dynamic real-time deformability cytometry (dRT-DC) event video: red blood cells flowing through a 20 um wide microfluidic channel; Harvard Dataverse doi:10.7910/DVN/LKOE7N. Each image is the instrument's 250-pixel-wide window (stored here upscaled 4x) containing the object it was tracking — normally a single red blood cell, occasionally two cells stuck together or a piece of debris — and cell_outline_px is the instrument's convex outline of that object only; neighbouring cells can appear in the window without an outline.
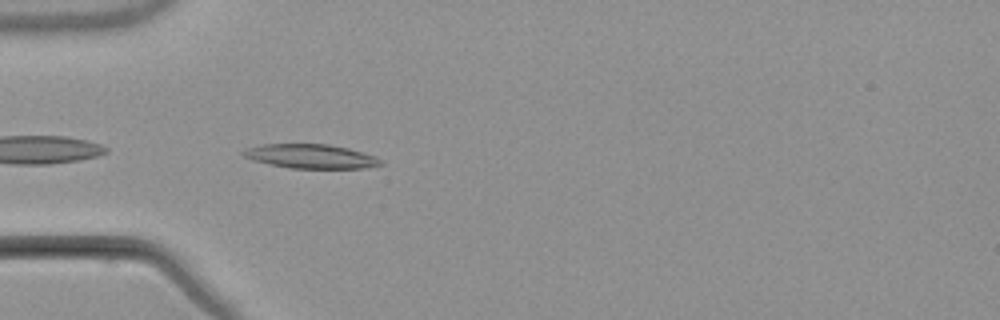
{"species": "common noctule bat (a hibernating species)", "species_latin": "Nyctalus noctula", "temperature_condition": "warm", "stored_images_in_passage": 5, "camera_frame_rate_fps": 3000, "um_per_image_px": 0.085, "animal": {"sex": "male", "body_mass_g": 21.5, "forearm_length_mm": 52.0}, "frame": {"image": 1, "passage_image": 5, "time_ms": 4.667, "image_size_px": [1000, 320], "cell_outline_px": [[384, 164], [364, 168], [288, 168], [252, 160], [240, 156], [240, 152], [244, 148], [264, 144], [328, 144], [348, 148], [376, 156]], "centroid_in_image_um": [26.35, 13.28], "position_along_channel_um": 58.6, "area_um2": 19.48}}